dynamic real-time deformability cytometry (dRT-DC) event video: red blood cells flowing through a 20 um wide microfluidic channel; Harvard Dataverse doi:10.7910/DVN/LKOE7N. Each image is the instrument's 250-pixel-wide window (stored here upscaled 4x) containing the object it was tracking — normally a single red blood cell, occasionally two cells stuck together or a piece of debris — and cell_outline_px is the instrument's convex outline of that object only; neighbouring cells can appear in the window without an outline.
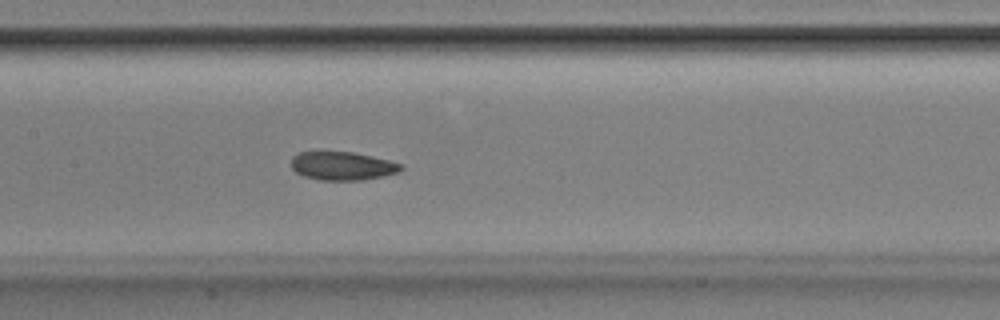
{"species": "Egyptian fruit bat (a non-hibernating species)", "species_latin": "Rousettus aegyptiacus", "temperature_condition": "room temperature", "stored_images_in_passage": 41, "camera_frame_rate_fps": 3000, "um_per_image_px": 0.085, "animal": {"sex": "male"}, "frame": {"image": 1, "passage_image": 25, "time_ms": 8.0, "image_size_px": [1000, 320], "cell_outline_px": [[404, 168], [400, 172], [384, 176], [364, 180], [320, 180], [304, 176], [296, 172], [292, 168], [292, 156], [300, 152], [352, 152], [372, 156], [404, 164]], "centroid_in_image_um": [29.15, 14.11], "position_along_channel_um": 178.2, "area_um2": 18.26}}
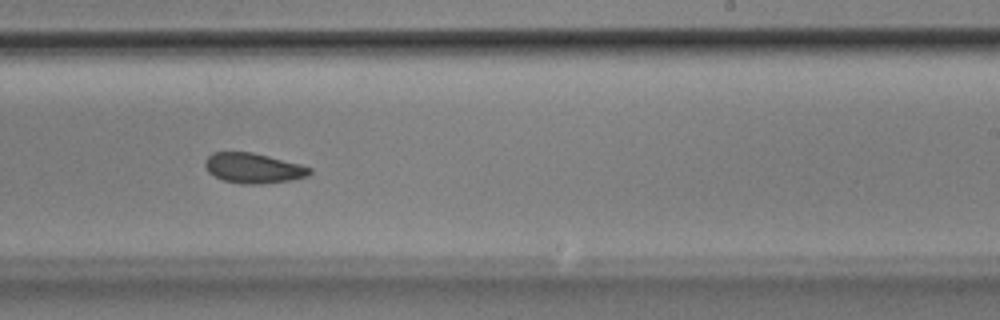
{"frame": {"image": 2, "passage_image": 32, "time_ms": 10.333, "image_size_px": [1000, 320], "cell_outline_px": [[312, 172], [308, 176], [292, 180], [260, 184], [240, 184], [224, 180], [208, 172], [204, 164], [204, 160], [212, 152], [252, 152], [300, 164], [312, 168]], "centroid_in_image_um": [21.53, 14.29], "position_along_channel_um": 267.5, "area_um2": 18.38}}
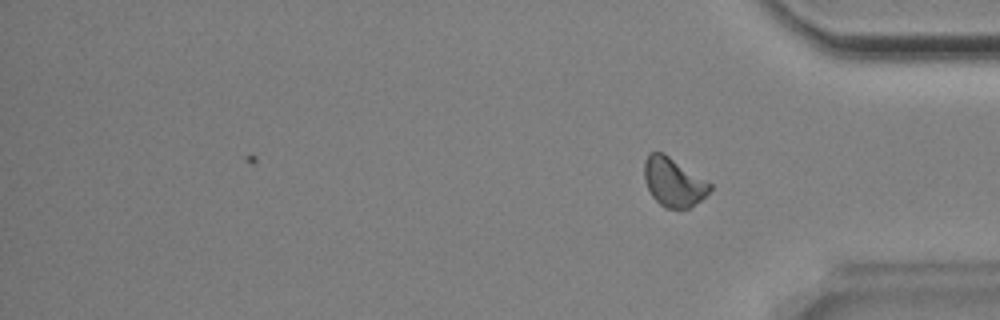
{"frame": {"image": 3, "passage_image": 41, "time_ms": 13.333, "image_size_px": [1000, 320], "cell_outline_px": [[712, 188], [700, 200], [688, 208], [664, 208], [652, 196], [644, 180], [644, 160], [648, 152], [664, 152], [712, 184]], "centroid_in_image_um": [57.22, 15.45], "position_along_channel_um": 378.0, "area_um2": 18.61}, "authors_computed_cell_mechanics": {"area_um2": 18.8428, "velocity_mm_per_s": 3.8449, "shape_relaxation_time_tau1_ms": 6.6039, "shape_relaxation_time_tau2_ms": 3.7296, "deformation_change_tau1": 0.1603, "deformation_change_tau2": 0.0874}}